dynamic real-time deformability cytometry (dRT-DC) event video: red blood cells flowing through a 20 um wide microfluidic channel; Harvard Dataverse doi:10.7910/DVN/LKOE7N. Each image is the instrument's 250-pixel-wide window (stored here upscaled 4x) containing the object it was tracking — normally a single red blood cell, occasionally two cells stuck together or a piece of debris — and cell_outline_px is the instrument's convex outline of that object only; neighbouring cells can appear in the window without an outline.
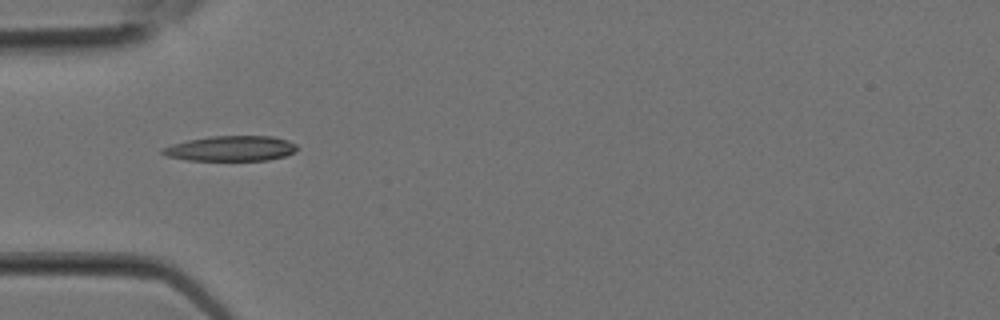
{"species": "Egyptian fruit bat (a non-hibernating species)", "species_latin": "Rousettus aegyptiacus", "temperature_condition": "room temperature", "stored_images_in_passage": 21, "camera_frame_rate_fps": 3000, "um_per_image_px": 0.085, "animal": {"sex": "female"}, "frame": {"image": 1, "passage_image": 4, "time_ms": 1.0, "image_size_px": [1000, 320], "cell_outline_px": [[300, 148], [296, 152], [284, 156], [268, 160], [188, 160], [168, 156], [160, 152], [160, 148], [172, 144], [188, 140], [212, 136], [272, 136], [288, 140], [296, 144]], "centroid_in_image_um": [19.66, 12.62], "position_along_channel_um": 65.3, "area_um2": 19.83}}
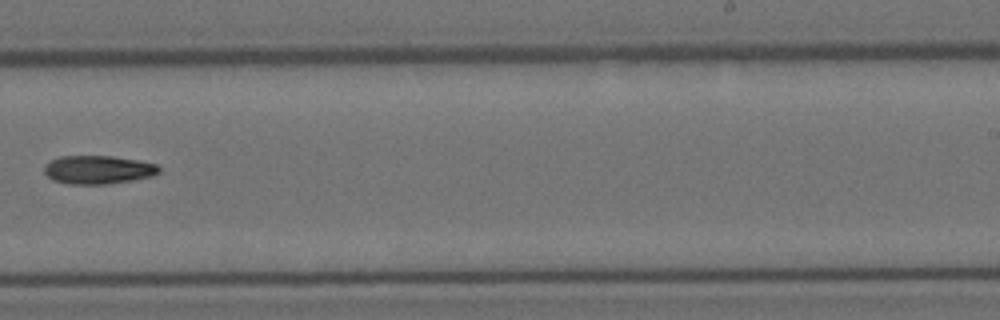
{"frame": {"image": 2, "passage_image": 12, "time_ms": 3.667, "image_size_px": [1000, 320], "cell_outline_px": [[160, 172], [152, 176], [132, 180], [108, 184], [68, 184], [52, 180], [44, 172], [44, 164], [60, 156], [112, 156], [140, 160], [156, 164], [160, 168]], "centroid_in_image_um": [8.34, 14.42], "position_along_channel_um": 280.7, "area_um2": 19.13}}
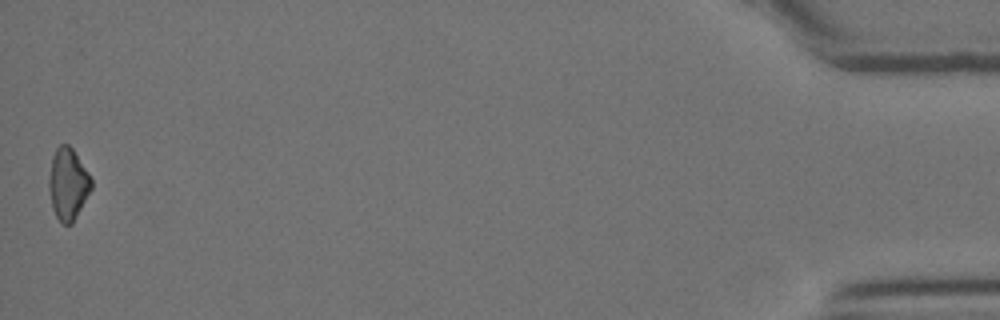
{"frame": {"image": 3, "passage_image": 21, "time_ms": 6.667, "image_size_px": [1000, 320], "cell_outline_px": [[92, 188], [72, 224], [60, 224], [52, 208], [48, 188], [48, 180], [52, 156], [56, 148], [60, 144], [68, 144], [72, 148], [88, 172], [92, 180]], "centroid_in_image_um": [5.76, 15.65], "position_along_channel_um": 429.4, "area_um2": 17.8}}